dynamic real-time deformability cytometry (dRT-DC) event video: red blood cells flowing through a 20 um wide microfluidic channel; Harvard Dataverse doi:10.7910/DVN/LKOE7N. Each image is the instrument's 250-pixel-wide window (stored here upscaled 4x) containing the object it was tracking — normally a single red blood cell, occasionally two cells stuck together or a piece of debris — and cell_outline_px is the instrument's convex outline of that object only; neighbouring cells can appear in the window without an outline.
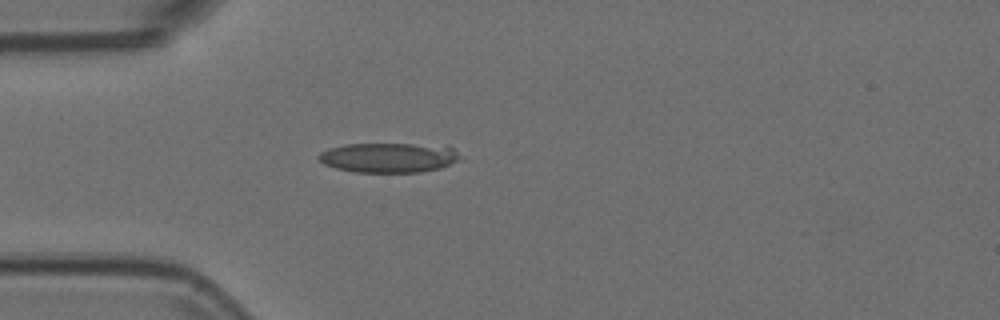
{"species": "Egyptian fruit bat (a non-hibernating species)", "species_latin": "Rousettus aegyptiacus", "temperature_condition": "room temperature", "stored_images_in_passage": 11, "camera_frame_rate_fps": 3000, "um_per_image_px": 0.085, "animal": {"sex": "female"}, "frame": {"image": 1, "passage_image": 7, "time_ms": 2.0, "image_size_px": [1000, 320], "cell_outline_px": [[460, 156], [456, 160], [440, 168], [420, 172], [352, 172], [336, 168], [324, 164], [316, 156], [320, 152], [328, 148], [344, 144], [412, 144], [452, 148]], "centroid_in_image_um": [32.93, 13.4], "position_along_channel_um": 52.1, "area_um2": 24.16}}